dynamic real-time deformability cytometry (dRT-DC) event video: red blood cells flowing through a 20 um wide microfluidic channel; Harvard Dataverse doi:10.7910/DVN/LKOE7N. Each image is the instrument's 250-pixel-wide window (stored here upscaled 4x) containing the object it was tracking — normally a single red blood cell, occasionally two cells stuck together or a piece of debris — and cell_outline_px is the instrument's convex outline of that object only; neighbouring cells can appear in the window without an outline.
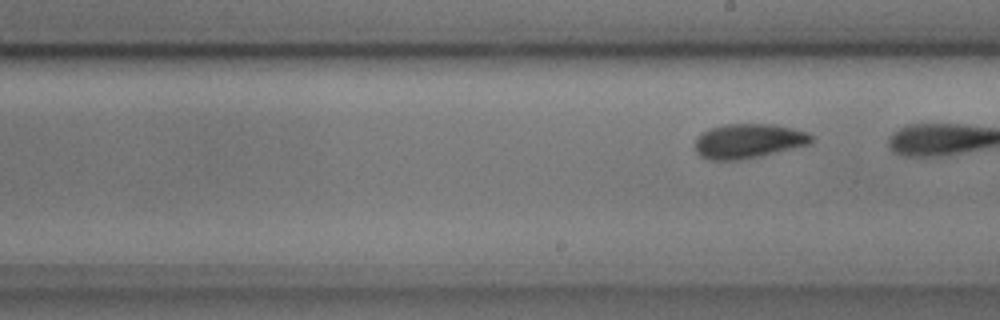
{"species": "common noctule bat (a hibernating species)", "species_latin": "Nyctalus noctula", "temperature_condition": "cold", "stored_images_in_passage": 10, "segment_of_instrument_passage": [2, 2], "camera_frame_rate_fps": 3000, "um_per_image_px": 0.085, "animal": {"sex": "male", "body_mass_g": 17.9, "forearm_length_mm": 54.2}, "frame": {"image": 1, "passage_image": 10, "time_ms": 3.0, "image_size_px": [1000, 320], "cell_outline_px": [[812, 144], [756, 156], [736, 160], [708, 160], [700, 156], [696, 152], [696, 140], [704, 132], [712, 128], [724, 124], [776, 124], [808, 132], [812, 136]], "centroid_in_image_um": [63.64, 11.98], "position_along_channel_um": 225.4, "area_um2": 23.12}}